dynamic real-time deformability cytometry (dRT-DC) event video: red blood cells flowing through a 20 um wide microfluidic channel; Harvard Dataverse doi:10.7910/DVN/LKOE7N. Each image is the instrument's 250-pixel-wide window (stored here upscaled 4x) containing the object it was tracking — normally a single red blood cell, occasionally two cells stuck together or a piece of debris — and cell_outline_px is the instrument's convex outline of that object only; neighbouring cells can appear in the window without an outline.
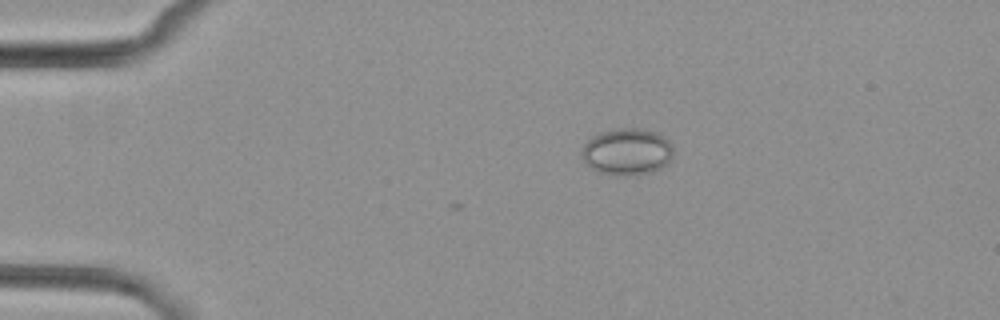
{"species": "common noctule bat (a hibernating species)", "species_latin": "Nyctalus noctula", "temperature_condition": "cold", "stored_images_in_passage": 3, "camera_frame_rate_fps": 3000, "um_per_image_px": 0.085, "animal": {"sex": "female", "body_mass_g": 29.2, "forearm_length_mm": 56.3}, "frame": {"image": 1, "passage_image": 3, "time_ms": 3.333, "image_size_px": [1000, 320], "cell_outline_px": [[672, 156], [660, 168], [652, 172], [636, 176], [616, 176], [596, 172], [584, 160], [580, 152], [584, 144], [592, 136], [600, 132], [616, 128], [640, 128], [656, 132], [664, 136], [672, 144]], "centroid_in_image_um": [53.28, 12.9], "position_along_channel_um": 31.7, "area_um2": 25.26}}